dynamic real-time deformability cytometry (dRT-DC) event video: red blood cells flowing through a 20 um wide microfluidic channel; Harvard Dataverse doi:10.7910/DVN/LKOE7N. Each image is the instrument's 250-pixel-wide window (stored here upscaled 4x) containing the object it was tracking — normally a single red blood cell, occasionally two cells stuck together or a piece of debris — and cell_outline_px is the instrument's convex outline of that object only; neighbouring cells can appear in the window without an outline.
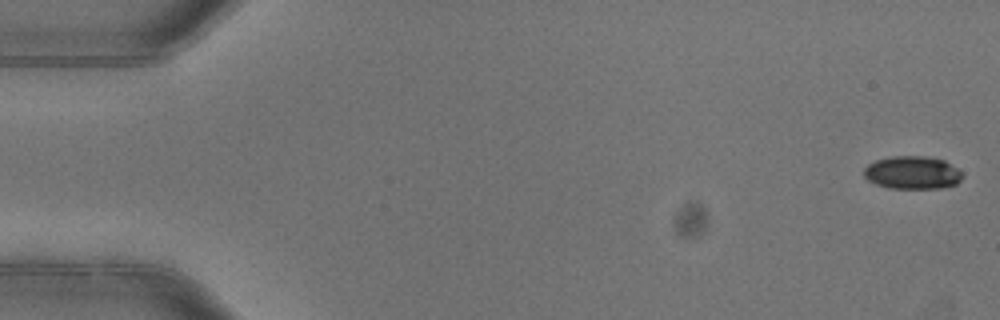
{"species": "common noctule bat (a hibernating species)", "species_latin": "Nyctalus noctula", "temperature_condition": "warm", "stored_images_in_passage": 5, "camera_frame_rate_fps": 3000, "um_per_image_px": 0.085, "animal": {"sex": "female"}, "frame": {"image": 1, "passage_image": 1, "time_ms": 0.0, "image_size_px": [1000, 320], "cell_outline_px": [[964, 176], [956, 184], [944, 188], [888, 188], [876, 184], [868, 180], [864, 176], [864, 168], [868, 164], [876, 160], [892, 156], [924, 156], [944, 160], [956, 168]], "centroid_in_image_um": [77.54, 14.68], "position_along_channel_um": 7.5, "area_um2": 18.9}}
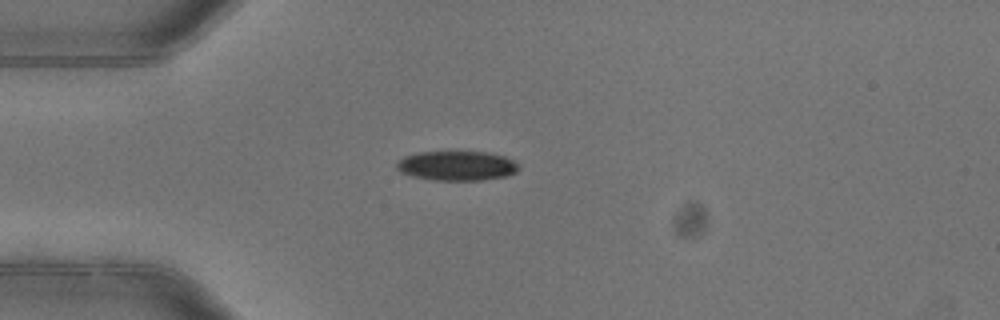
{"frame": {"image": 2, "passage_image": 4, "time_ms": 1.0, "image_size_px": [1000, 320], "cell_outline_px": [[520, 168], [516, 172], [508, 176], [480, 180], [432, 180], [412, 176], [400, 172], [396, 168], [396, 164], [404, 156], [420, 152], [488, 152], [504, 156], [520, 164]], "centroid_in_image_um": [38.85, 14.09], "position_along_channel_um": 46.1, "area_um2": 21.1}}